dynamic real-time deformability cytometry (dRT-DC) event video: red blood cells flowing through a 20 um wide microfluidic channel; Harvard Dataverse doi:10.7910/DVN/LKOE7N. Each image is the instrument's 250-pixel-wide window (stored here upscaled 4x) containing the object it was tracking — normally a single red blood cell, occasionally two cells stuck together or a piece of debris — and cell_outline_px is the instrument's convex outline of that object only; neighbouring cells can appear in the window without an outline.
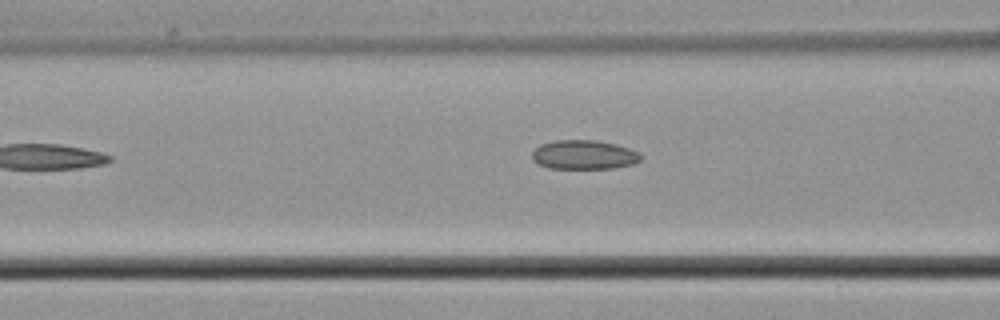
{"species": "common noctule bat (a hibernating species)", "species_latin": "Nyctalus noctula", "temperature_condition": "cold", "stored_images_in_passage": 5, "segment_of_instrument_passage": [2, 2], "camera_frame_rate_fps": 3000, "um_per_image_px": 0.085, "animal": {"sex": "male", "body_mass_g": 21.5, "forearm_length_mm": 52.0}, "frame": {"image": 1, "passage_image": 5, "time_ms": 5.667, "image_size_px": [1000, 320], "cell_outline_px": [[640, 160], [632, 164], [612, 168], [548, 168], [532, 160], [532, 152], [540, 144], [556, 140], [596, 140], [616, 144], [640, 152]], "centroid_in_image_um": [49.62, 13.14], "position_along_channel_um": 117.0, "area_um2": 18.38}}